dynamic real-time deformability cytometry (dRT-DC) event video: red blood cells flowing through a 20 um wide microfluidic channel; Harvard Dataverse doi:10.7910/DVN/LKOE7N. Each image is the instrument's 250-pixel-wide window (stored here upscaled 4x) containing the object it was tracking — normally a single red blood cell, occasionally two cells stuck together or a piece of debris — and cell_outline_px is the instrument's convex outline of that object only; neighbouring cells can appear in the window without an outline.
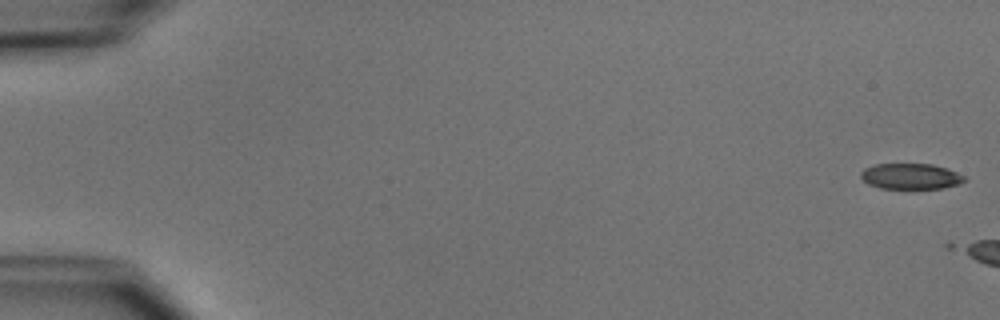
{"species": "common noctule bat (a hibernating species)", "species_latin": "Nyctalus noctula", "temperature_condition": "cold", "stored_images_in_passage": 3, "camera_frame_rate_fps": 3000, "um_per_image_px": 0.085, "animal": {"sex": "male", "body_mass_g": 15.6}, "frame": {"image": 1, "passage_image": 1, "time_ms": 0.0, "image_size_px": [1000, 320], "cell_outline_px": [[968, 180], [960, 184], [944, 188], [880, 188], [868, 184], [860, 176], [860, 172], [864, 168], [872, 164], [932, 164], [948, 168], [964, 176]], "centroid_in_image_um": [77.42, 14.98], "position_along_channel_um": 7.6, "area_um2": 15.66}}